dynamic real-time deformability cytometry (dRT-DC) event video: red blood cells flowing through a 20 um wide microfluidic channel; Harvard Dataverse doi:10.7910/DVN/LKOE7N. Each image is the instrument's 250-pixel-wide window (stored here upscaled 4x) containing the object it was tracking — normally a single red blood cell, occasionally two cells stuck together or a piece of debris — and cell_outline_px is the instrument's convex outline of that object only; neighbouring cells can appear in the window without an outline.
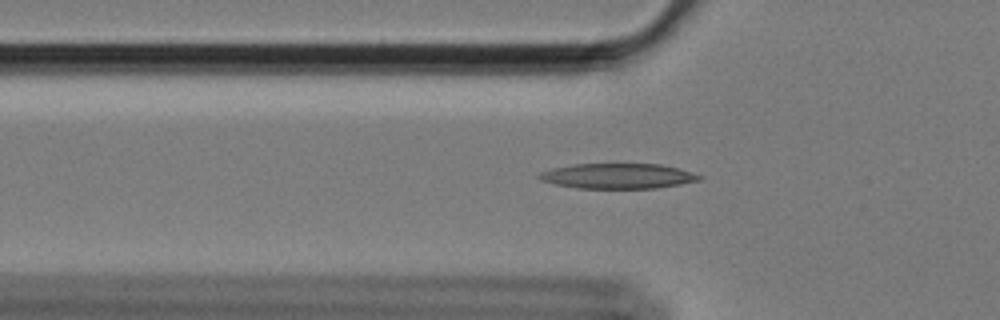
{"species": "Egyptian fruit bat (a non-hibernating species)", "species_latin": "Rousettus aegyptiacus", "temperature_condition": "cold", "stored_images_in_passage": 54, "camera_frame_rate_fps": 3000, "um_per_image_px": 0.085, "animal": {"sex": "female"}, "frame": {"image": 1, "passage_image": 16, "time_ms": 5.0, "image_size_px": [1000, 320], "cell_outline_px": [[704, 176], [700, 180], [680, 184], [656, 188], [576, 188], [556, 184], [540, 180], [536, 176], [540, 172], [552, 168], [572, 164], [660, 164], [692, 172]], "centroid_in_image_um": [52.49, 14.96], "position_along_channel_um": 73.3, "area_um2": 23.47}}
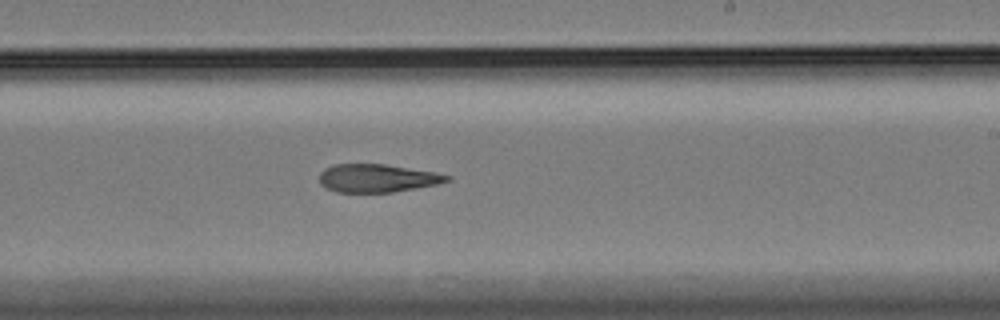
{"frame": {"image": 2, "passage_image": 32, "time_ms": 10.333, "image_size_px": [1000, 320], "cell_outline_px": [[452, 180], [436, 184], [416, 188], [392, 192], [336, 192], [324, 188], [320, 184], [320, 172], [324, 168], [332, 164], [384, 164], [436, 172], [452, 176]], "centroid_in_image_um": [32.05, 15.14], "position_along_channel_um": 257.0, "area_um2": 21.04}}
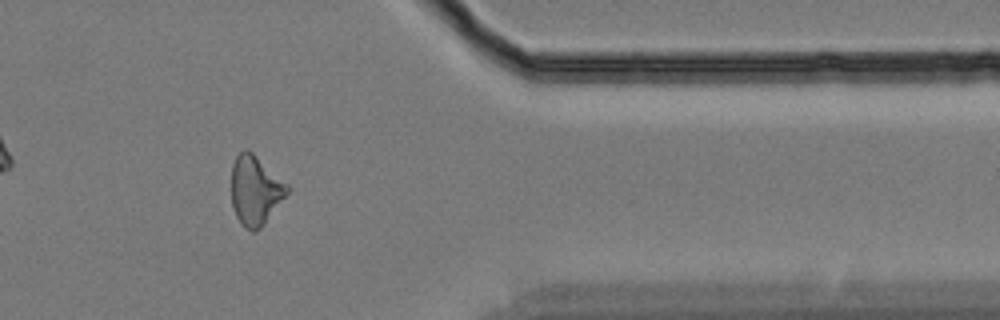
{"frame": {"image": 3, "passage_image": 45, "time_ms": 14.667, "image_size_px": [1000, 320], "cell_outline_px": [[288, 192], [264, 224], [260, 228], [252, 232], [244, 228], [240, 224], [236, 216], [232, 204], [232, 164], [236, 156], [244, 148], [248, 148], [288, 184]], "centroid_in_image_um": [21.68, 16.17], "position_along_channel_um": 389.7, "area_um2": 22.48}}